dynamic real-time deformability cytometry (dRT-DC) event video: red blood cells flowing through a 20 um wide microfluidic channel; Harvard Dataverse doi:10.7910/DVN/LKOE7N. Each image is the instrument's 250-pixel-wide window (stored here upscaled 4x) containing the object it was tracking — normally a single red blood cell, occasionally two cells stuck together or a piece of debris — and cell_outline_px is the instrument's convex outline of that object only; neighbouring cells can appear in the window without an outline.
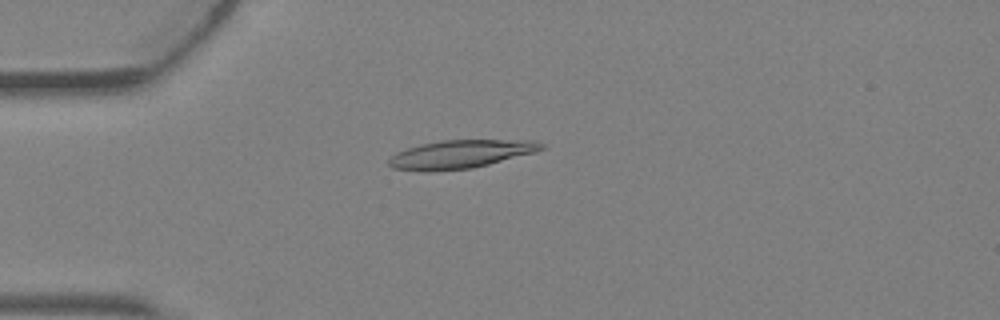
{"species": "Egyptian fruit bat (a non-hibernating species)", "species_latin": "Rousettus aegyptiacus", "temperature_condition": "warm", "stored_images_in_passage": 1, "camera_frame_rate_fps": 3000, "um_per_image_px": 0.085, "animal": {"sex": "female"}, "frame": {"image": 1, "passage_image": 1, "time_ms": 0.0, "image_size_px": [1000, 320], "cell_outline_px": [[544, 148], [536, 152], [472, 168], [428, 172], [392, 168], [388, 164], [388, 160], [396, 152], [420, 144], [444, 140], [536, 140], [544, 144]], "centroid_in_image_um": [39.15, 13.1], "position_along_channel_um": 45.9, "area_um2": 25.14}}